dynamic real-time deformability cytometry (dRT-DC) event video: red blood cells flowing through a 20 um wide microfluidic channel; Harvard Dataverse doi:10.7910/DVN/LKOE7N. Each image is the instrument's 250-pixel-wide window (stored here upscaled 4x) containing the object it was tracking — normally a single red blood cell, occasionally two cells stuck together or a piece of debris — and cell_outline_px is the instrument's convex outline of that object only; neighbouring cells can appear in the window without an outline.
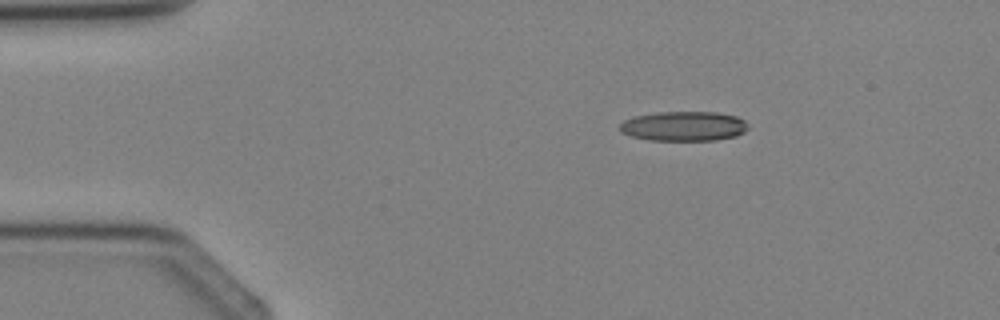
{"species": "Egyptian fruit bat (a non-hibernating species)", "species_latin": "Rousettus aegyptiacus", "temperature_condition": "cold", "stored_images_in_passage": 2, "camera_frame_rate_fps": 3000, "um_per_image_px": 0.085, "animal": {"sex": "female"}, "frame": {"image": 1, "passage_image": 1, "time_ms": 0.0, "image_size_px": [1000, 320], "cell_outline_px": [[748, 128], [744, 132], [736, 136], [716, 140], [652, 140], [632, 136], [620, 132], [620, 124], [624, 120], [632, 116], [656, 112], [716, 112], [736, 116], [744, 120], [748, 124]], "centroid_in_image_um": [58.12, 10.72], "position_along_channel_um": 26.9, "area_um2": 22.25}}